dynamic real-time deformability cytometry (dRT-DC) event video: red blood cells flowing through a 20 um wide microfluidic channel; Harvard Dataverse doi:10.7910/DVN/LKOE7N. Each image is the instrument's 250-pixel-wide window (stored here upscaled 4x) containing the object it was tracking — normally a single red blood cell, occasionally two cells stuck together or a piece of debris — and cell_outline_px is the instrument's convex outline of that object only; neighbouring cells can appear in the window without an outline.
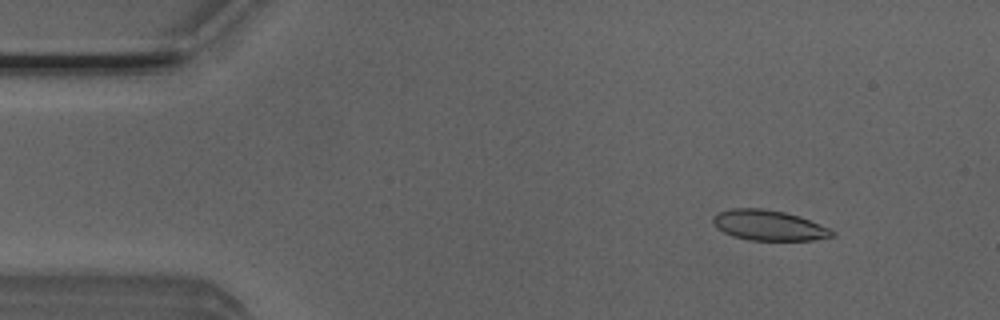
{"species": "Egyptian fruit bat (a non-hibernating species)", "species_latin": "Rousettus aegyptiacus", "temperature_condition": "room temperature", "stored_images_in_passage": 53, "camera_frame_rate_fps": 3000, "um_per_image_px": 0.085, "animal": {"sex": "male"}, "frame": {"image": 1, "passage_image": 6, "time_ms": 1.667, "image_size_px": [1000, 320], "cell_outline_px": [[836, 236], [812, 240], [748, 240], [732, 236], [716, 228], [712, 224], [712, 216], [716, 212], [732, 208], [760, 208], [784, 212], [800, 216], [828, 228], [836, 232]], "centroid_in_image_um": [65.3, 19.15], "position_along_channel_um": 19.7, "area_um2": 21.21}}
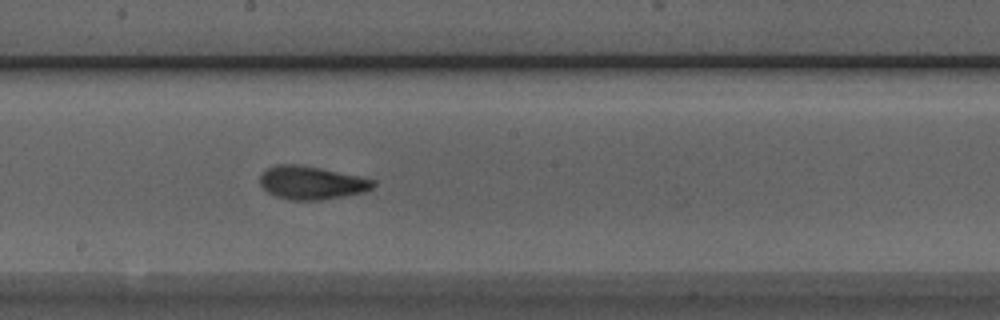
{"frame": {"image": 2, "passage_image": 28, "time_ms": 9.0, "image_size_px": [1000, 320], "cell_outline_px": [[376, 184], [372, 188], [364, 192], [344, 196], [320, 200], [288, 200], [272, 196], [260, 184], [260, 176], [268, 168], [276, 164], [300, 164], [320, 168], [376, 180]], "centroid_in_image_um": [26.46, 15.54], "position_along_channel_um": 221.7, "area_um2": 21.96}}
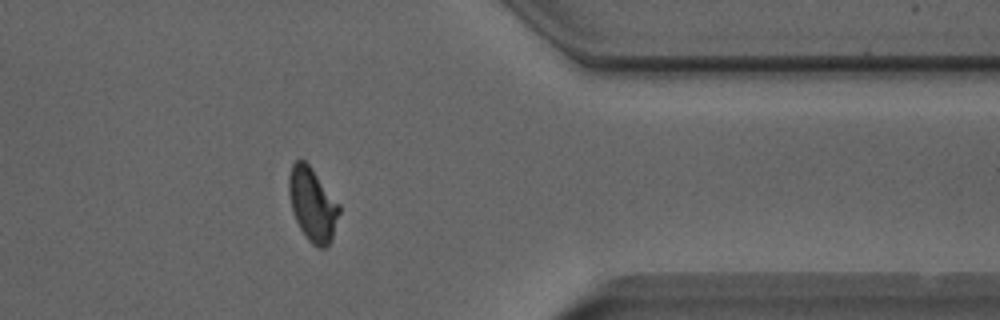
{"frame": {"image": 3, "passage_image": 42, "time_ms": 13.667, "image_size_px": [1000, 320], "cell_outline_px": [[340, 212], [332, 240], [324, 248], [316, 248], [308, 240], [300, 228], [296, 220], [292, 208], [288, 192], [288, 176], [292, 164], [296, 160], [304, 160], [312, 168], [340, 204]], "centroid_in_image_um": [26.57, 17.38], "position_along_channel_um": 384.8, "area_um2": 21.62}, "authors_computed_cell_mechanics": {"area_um2": 21.2126, "velocity_mm_per_s": 3.878, "shape_relaxation_time_tau1_ms": 3.4383, "shape_relaxation_time_tau2_ms": 1.7347, "deformation_change_tau1": 0.1293, "deformation_change_tau2": 0.0778}}